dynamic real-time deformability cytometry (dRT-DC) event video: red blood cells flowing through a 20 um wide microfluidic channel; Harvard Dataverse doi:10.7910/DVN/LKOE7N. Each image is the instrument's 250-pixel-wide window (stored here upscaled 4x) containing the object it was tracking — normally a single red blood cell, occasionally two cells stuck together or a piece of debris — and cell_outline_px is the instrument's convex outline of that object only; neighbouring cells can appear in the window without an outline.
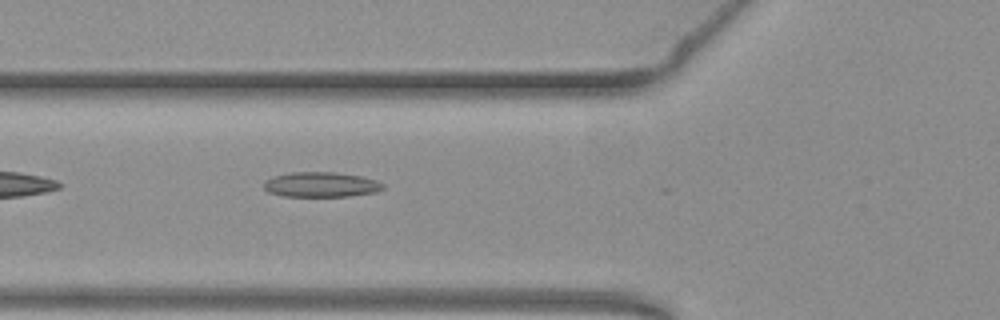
{"species": "common noctule bat (a hibernating species)", "species_latin": "Nyctalus noctula", "temperature_condition": "warm", "stored_images_in_passage": 17, "camera_frame_rate_fps": 3000, "um_per_image_px": 0.085, "animal": {"sex": "female", "body_mass_g": 19.3, "forearm_length_mm": 54.1}, "frame": {"image": 1, "passage_image": 5, "time_ms": 1.333, "image_size_px": [1000, 320], "cell_outline_px": [[384, 188], [376, 192], [348, 196], [284, 196], [268, 192], [264, 188], [264, 184], [272, 176], [292, 172], [336, 172], [360, 176], [376, 180], [384, 184]], "centroid_in_image_um": [27.3, 15.68], "position_along_channel_um": 98.5, "area_um2": 17.28}}
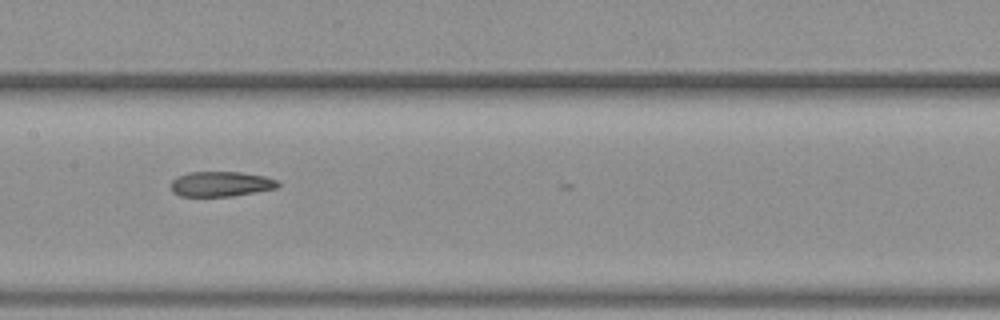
{"frame": {"image": 2, "passage_image": 12, "time_ms": 3.667, "image_size_px": [1000, 320], "cell_outline_px": [[280, 184], [276, 188], [232, 196], [180, 196], [172, 192], [172, 180], [176, 176], [188, 172], [240, 172], [264, 176], [276, 180]], "centroid_in_image_um": [18.74, 15.63], "position_along_channel_um": 188.7, "area_um2": 15.55}}